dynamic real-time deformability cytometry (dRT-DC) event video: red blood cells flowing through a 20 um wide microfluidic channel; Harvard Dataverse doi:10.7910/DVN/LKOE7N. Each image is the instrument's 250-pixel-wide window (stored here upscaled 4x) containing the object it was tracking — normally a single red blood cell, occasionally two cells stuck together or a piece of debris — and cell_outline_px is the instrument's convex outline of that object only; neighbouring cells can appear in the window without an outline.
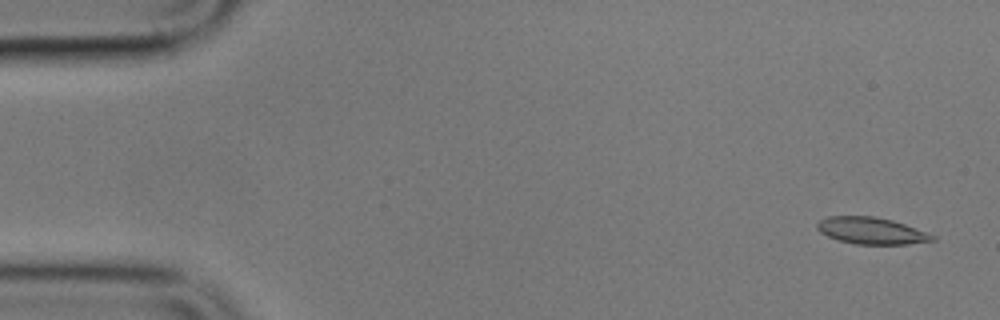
{"species": "common noctule bat (a hibernating species)", "species_latin": "Nyctalus noctula", "temperature_condition": "cold", "stored_images_in_passage": 4, "camera_frame_rate_fps": 3000, "um_per_image_px": 0.085, "animal": {"sex": "male", "body_mass_g": 17.9}, "frame": {"image": 1, "passage_image": 1, "time_ms": 0.0, "image_size_px": [1000, 320], "cell_outline_px": [[936, 240], [908, 244], [856, 244], [840, 240], [828, 236], [820, 232], [816, 228], [816, 224], [820, 220], [828, 216], [872, 216], [892, 220], [904, 224], [936, 236]], "centroid_in_image_um": [74.05, 19.61], "position_along_channel_um": 10.9, "area_um2": 17.8}}
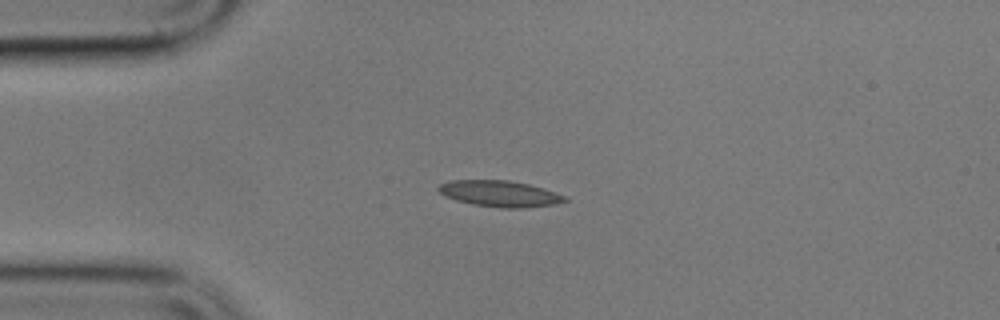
{"frame": {"image": 2, "passage_image": 4, "time_ms": 3.667, "image_size_px": [1000, 320], "cell_outline_px": [[568, 200], [556, 204], [524, 208], [500, 208], [472, 204], [456, 200], [444, 196], [436, 188], [440, 184], [452, 180], [508, 180], [528, 184], [544, 188], [568, 196]], "centroid_in_image_um": [42.51, 16.46], "position_along_channel_um": 42.5, "area_um2": 19.42}}